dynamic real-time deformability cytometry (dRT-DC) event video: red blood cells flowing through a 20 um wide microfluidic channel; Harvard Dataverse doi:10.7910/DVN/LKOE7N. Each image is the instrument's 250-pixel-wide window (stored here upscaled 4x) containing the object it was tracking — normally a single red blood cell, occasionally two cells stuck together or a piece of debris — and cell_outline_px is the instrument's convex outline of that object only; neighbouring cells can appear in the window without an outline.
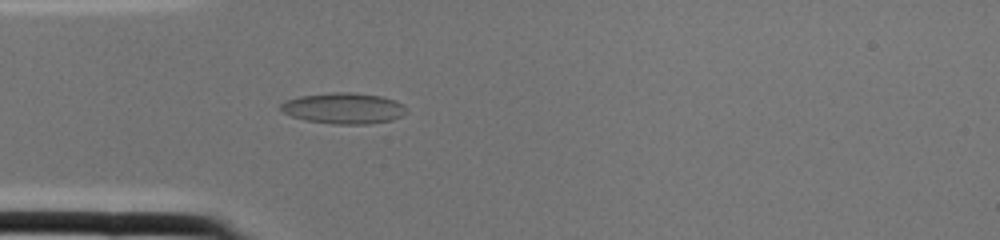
{"species": "common noctule bat (a hibernating species)", "species_latin": "Nyctalus noctula", "temperature_condition": "cold", "stored_images_in_passage": 3, "camera_frame_rate_fps": 3000, "um_per_image_px": 0.085, "animal": {"sex": "female", "body_mass_g": 22.0, "forearm_length_mm": 56.7}, "frame": {"image": 1, "passage_image": 3, "time_ms": 0.667, "image_size_px": [1000, 240], "cell_outline_px": [[408, 112], [392, 120], [368, 124], [332, 124], [304, 120], [292, 116], [284, 112], [280, 108], [280, 104], [288, 100], [300, 96], [328, 92], [352, 92], [380, 96], [404, 104]], "centroid_in_image_um": [29.22, 9.2], "position_along_channel_um": 55.8, "area_um2": 22.66}}